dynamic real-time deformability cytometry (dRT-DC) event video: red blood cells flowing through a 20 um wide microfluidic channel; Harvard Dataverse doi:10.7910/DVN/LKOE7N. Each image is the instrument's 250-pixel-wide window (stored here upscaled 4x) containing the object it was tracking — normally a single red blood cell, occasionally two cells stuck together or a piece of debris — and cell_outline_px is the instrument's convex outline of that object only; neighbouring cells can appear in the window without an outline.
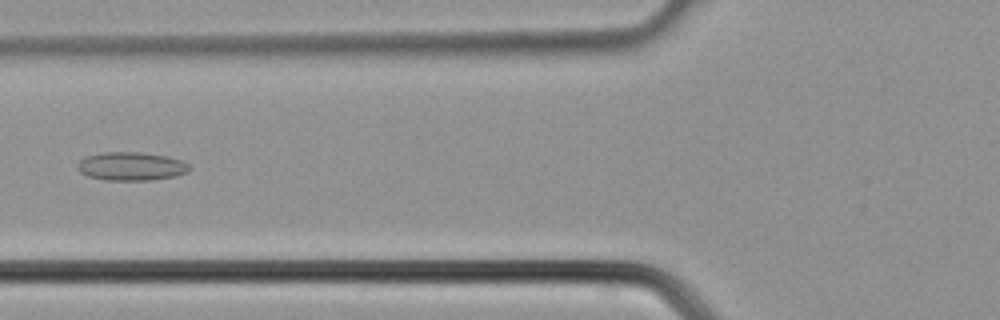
{"species": "common noctule bat (a hibernating species)", "species_latin": "Nyctalus noctula", "temperature_condition": "cold", "stored_images_in_passage": 37, "camera_frame_rate_fps": 3000, "um_per_image_px": 0.085, "animal": {"sex": "male", "body_mass_g": 21.5, "forearm_length_mm": 52.0}, "frame": {"image": 1, "passage_image": 15, "time_ms": 4.667, "image_size_px": [1000, 320], "cell_outline_px": [[192, 168], [188, 172], [176, 176], [152, 180], [108, 180], [88, 176], [80, 172], [76, 168], [76, 164], [84, 156], [104, 152], [144, 152], [168, 156], [180, 160], [188, 164]], "centroid_in_image_um": [11.15, 14.13], "position_along_channel_um": 114.6, "area_um2": 18.79}}
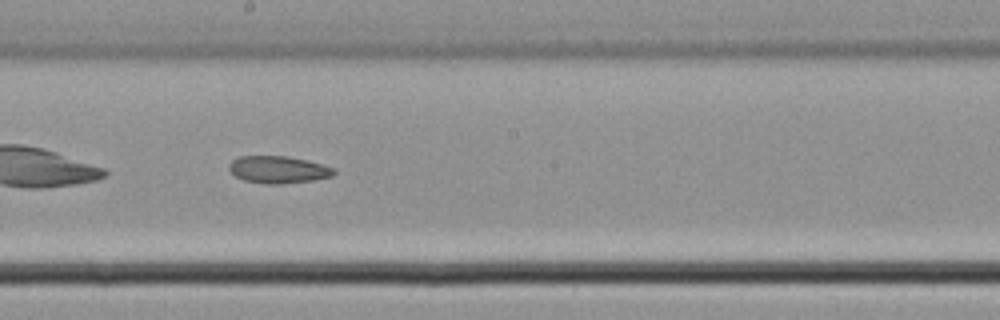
{"frame": {"image": 2, "passage_image": 21, "time_ms": 6.667, "image_size_px": [1000, 320], "cell_outline_px": [[336, 172], [332, 176], [312, 180], [280, 184], [264, 184], [244, 180], [236, 176], [228, 168], [228, 164], [232, 160], [240, 156], [288, 156], [308, 160], [332, 168]], "centroid_in_image_um": [23.62, 14.41], "position_along_channel_um": 224.6, "area_um2": 16.53}}
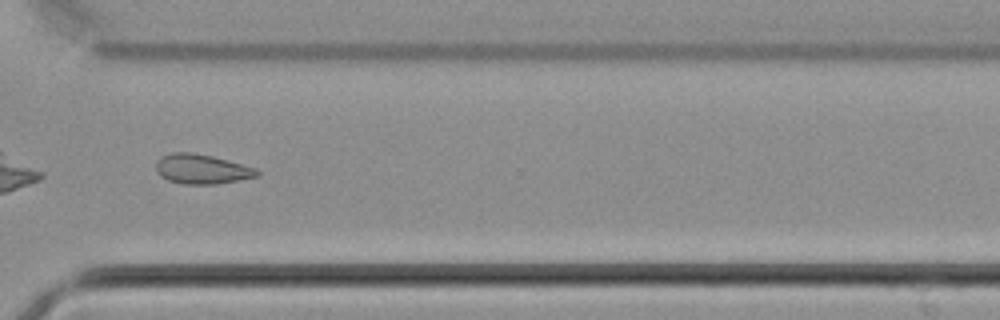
{"frame": {"image": 3, "passage_image": 28, "time_ms": 9.0, "image_size_px": [1000, 320], "cell_outline_px": [[260, 172], [256, 176], [240, 180], [216, 184], [184, 184], [168, 180], [160, 176], [156, 172], [156, 164], [160, 156], [172, 152], [192, 152], [212, 156], [256, 168]], "centroid_in_image_um": [17.12, 14.37], "position_along_channel_um": 353.5, "area_um2": 17.46}}